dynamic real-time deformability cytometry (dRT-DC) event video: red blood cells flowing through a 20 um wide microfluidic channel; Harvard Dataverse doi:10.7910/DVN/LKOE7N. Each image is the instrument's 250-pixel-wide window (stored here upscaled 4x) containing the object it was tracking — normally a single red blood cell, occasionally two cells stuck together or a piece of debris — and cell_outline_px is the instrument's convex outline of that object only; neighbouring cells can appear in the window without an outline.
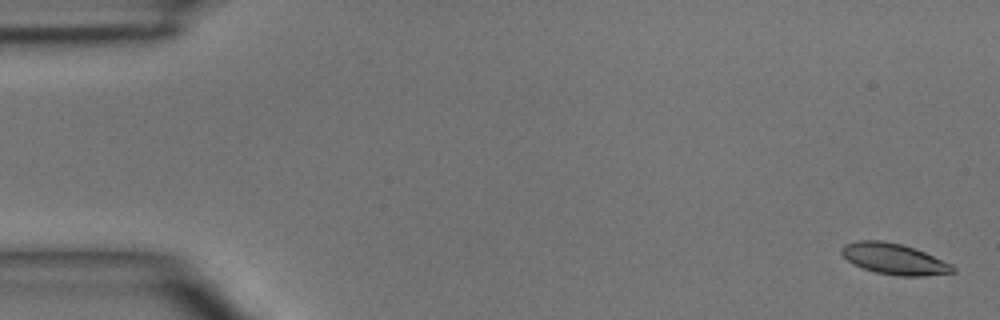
{"species": "common noctule bat (a hibernating species)", "species_latin": "Nyctalus noctula", "temperature_condition": "room temperature", "stored_images_in_passage": 4, "camera_frame_rate_fps": 3000, "um_per_image_px": 0.085, "animal": {"sex": "male", "body_mass_g": 15.6}, "frame": {"image": 1, "passage_image": 1, "time_ms": 0.0, "image_size_px": [1000, 320], "cell_outline_px": [[956, 272], [924, 276], [896, 276], [876, 272], [864, 268], [848, 260], [840, 252], [840, 248], [844, 244], [856, 240], [880, 240], [900, 244], [916, 248], [952, 264], [956, 268]], "centroid_in_image_um": [76.02, 22.0], "position_along_channel_um": 9.0, "area_um2": 20.11}}
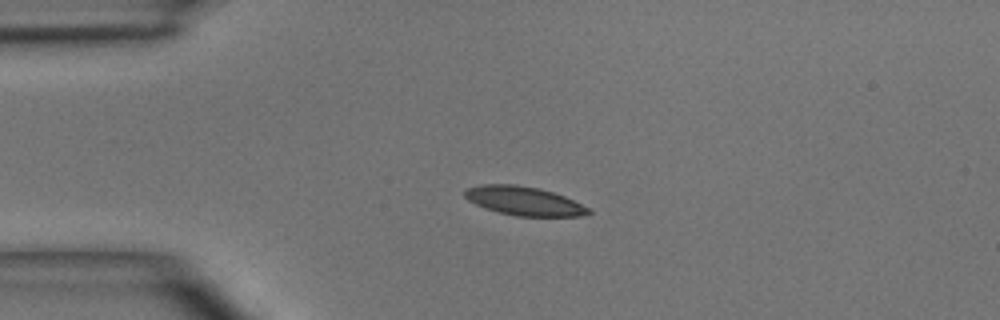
{"frame": {"image": 2, "passage_image": 3, "time_ms": 3.333, "image_size_px": [1000, 320], "cell_outline_px": [[592, 212], [580, 216], [516, 216], [500, 212], [476, 204], [468, 200], [464, 196], [464, 192], [468, 188], [480, 184], [516, 184], [540, 188], [564, 196], [588, 208]], "centroid_in_image_um": [44.52, 17.07], "position_along_channel_um": 40.5, "area_um2": 20.52}}